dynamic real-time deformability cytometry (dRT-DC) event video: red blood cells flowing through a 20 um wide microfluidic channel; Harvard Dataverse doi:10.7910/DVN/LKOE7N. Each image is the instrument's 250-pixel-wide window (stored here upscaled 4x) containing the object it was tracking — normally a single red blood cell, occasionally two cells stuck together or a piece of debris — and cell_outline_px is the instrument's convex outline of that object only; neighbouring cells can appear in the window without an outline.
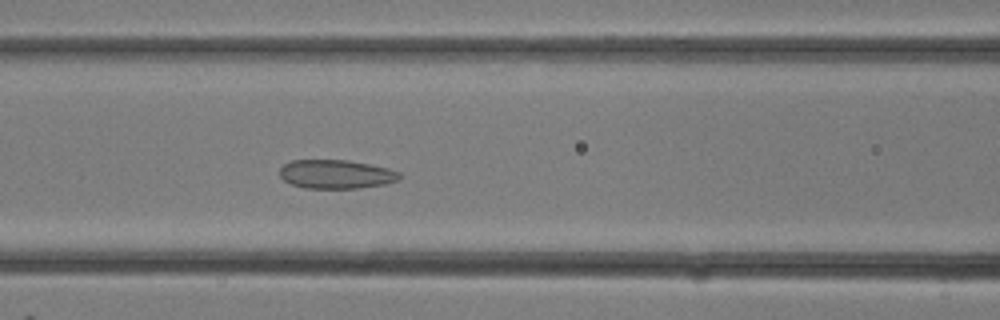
{"species": "common noctule bat (a hibernating species)", "species_latin": "Nyctalus noctula", "temperature_condition": "room temperature", "stored_images_in_passage": 12, "camera_frame_rate_fps": 3000, "um_per_image_px": 0.085, "animal": {"sex": "female"}, "frame": {"image": 1, "passage_image": 12, "time_ms": 3.667, "image_size_px": [1000, 320], "cell_outline_px": [[404, 176], [400, 180], [384, 184], [356, 188], [304, 188], [292, 184], [284, 180], [280, 176], [280, 168], [284, 164], [292, 160], [348, 160], [388, 168], [400, 172]], "centroid_in_image_um": [28.6, 14.8], "position_along_channel_um": 138.0, "area_um2": 20.17}}